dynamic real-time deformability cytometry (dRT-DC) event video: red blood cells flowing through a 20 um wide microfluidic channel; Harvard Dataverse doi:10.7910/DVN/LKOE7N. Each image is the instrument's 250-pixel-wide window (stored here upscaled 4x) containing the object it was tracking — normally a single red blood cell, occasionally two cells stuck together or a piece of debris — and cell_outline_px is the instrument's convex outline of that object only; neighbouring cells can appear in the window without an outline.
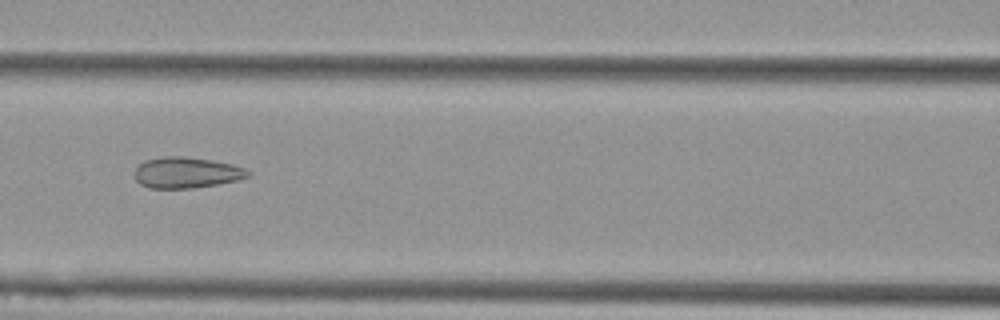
{"species": "Egyptian fruit bat (a non-hibernating species)", "species_latin": "Rousettus aegyptiacus", "temperature_condition": "cold", "stored_images_in_passage": 8, "camera_frame_rate_fps": 3000, "um_per_image_px": 0.085, "animal": {"sex": "female"}, "frame": {"image": 1, "passage_image": 7, "time_ms": 2.0, "image_size_px": [1000, 320], "cell_outline_px": [[252, 172], [248, 176], [236, 180], [216, 184], [192, 188], [148, 188], [140, 184], [132, 176], [136, 168], [144, 160], [164, 156], [184, 156], [232, 164], [244, 168]], "centroid_in_image_um": [15.79, 14.67], "position_along_channel_um": 150.8, "area_um2": 20.4}}
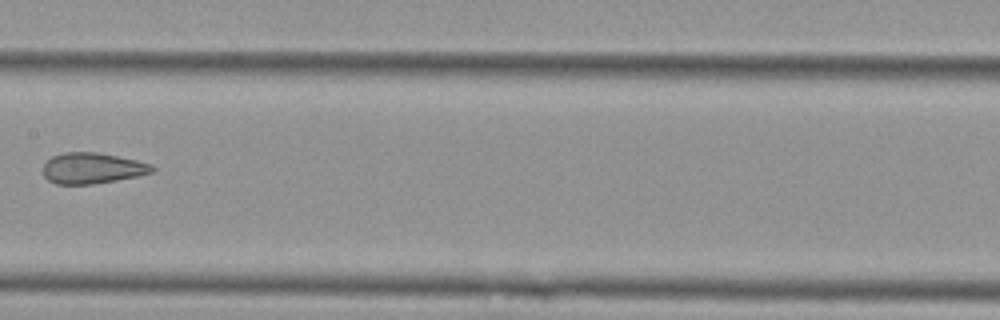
{"frame": {"image": 2, "passage_image": 8, "time_ms": 2.333, "image_size_px": [1000, 320], "cell_outline_px": [[156, 168], [152, 172], [136, 176], [116, 180], [92, 184], [56, 184], [48, 180], [40, 172], [44, 164], [52, 156], [64, 152], [96, 152], [136, 160], [152, 164]], "centroid_in_image_um": [7.8, 14.3], "position_along_channel_um": 199.6, "area_um2": 19.65}}